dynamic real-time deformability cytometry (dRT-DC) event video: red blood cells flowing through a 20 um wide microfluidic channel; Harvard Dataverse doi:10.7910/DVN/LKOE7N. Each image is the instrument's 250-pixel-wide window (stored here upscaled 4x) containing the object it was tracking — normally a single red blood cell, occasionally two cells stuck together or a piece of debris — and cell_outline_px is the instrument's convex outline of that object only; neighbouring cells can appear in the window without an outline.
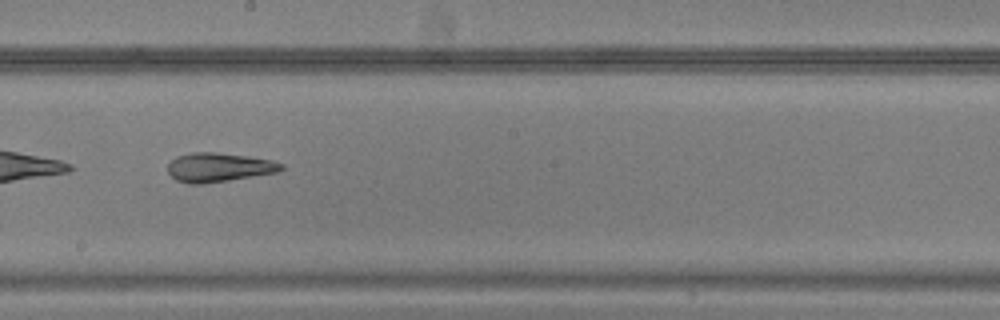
{"species": "common noctule bat (a hibernating species)", "species_latin": "Nyctalus noctula", "temperature_condition": "warm", "stored_images_in_passage": 38, "camera_frame_rate_fps": 3000, "um_per_image_px": 0.085, "animal": {"sex": "male", "body_mass_g": 20.5, "forearm_length_mm": 52.5}, "frame": {"image": 1, "passage_image": 18, "time_ms": 5.667, "image_size_px": [1000, 320], "cell_outline_px": [[280, 168], [268, 172], [220, 180], [180, 180], [172, 172], [184, 156], [236, 156], [260, 160], [276, 164]], "centroid_in_image_um": [18.7, 14.25], "position_along_channel_um": 229.5, "area_um2": 14.22}}